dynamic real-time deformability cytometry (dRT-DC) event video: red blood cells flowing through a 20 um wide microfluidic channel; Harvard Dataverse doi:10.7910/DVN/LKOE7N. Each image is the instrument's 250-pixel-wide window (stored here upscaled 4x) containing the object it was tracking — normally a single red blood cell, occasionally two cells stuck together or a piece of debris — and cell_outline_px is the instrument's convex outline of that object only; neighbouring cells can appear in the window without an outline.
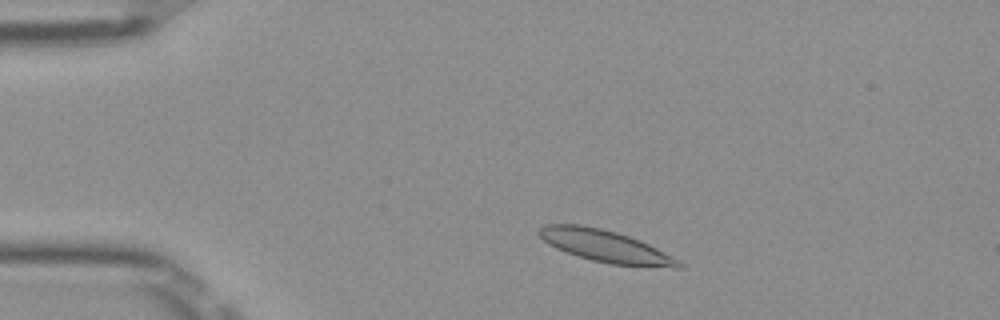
{"species": "Egyptian fruit bat (a non-hibernating species)", "species_latin": "Rousettus aegyptiacus", "temperature_condition": "room temperature", "stored_images_in_passage": 46, "camera_frame_rate_fps": 3000, "um_per_image_px": 0.085, "frame": {"image": 1, "passage_image": 5, "time_ms": 1.333, "image_size_px": [1000, 320], "cell_outline_px": [[684, 268], [676, 268], [608, 264], [592, 260], [556, 248], [548, 244], [536, 232], [544, 224], [580, 224], [600, 228], [616, 232], [628, 236], [648, 244], [680, 260], [684, 264]], "centroid_in_image_um": [51.47, 20.93], "position_along_channel_um": 33.5, "area_um2": 25.89}}
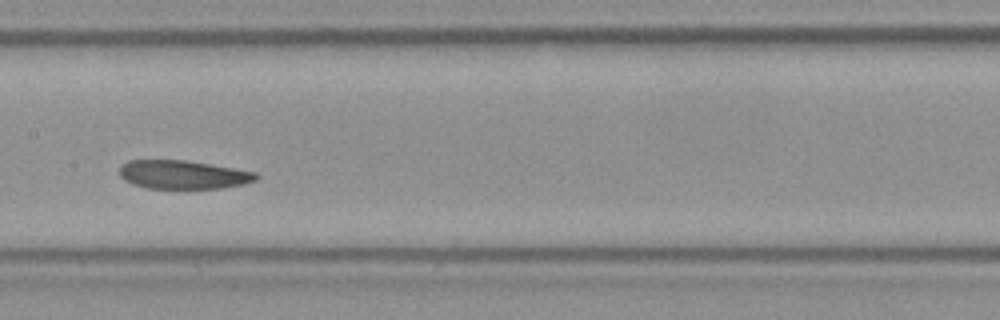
{"frame": {"image": 2, "passage_image": 21, "time_ms": 6.667, "image_size_px": [1000, 320], "cell_outline_px": [[260, 176], [256, 180], [244, 184], [220, 188], [148, 188], [132, 184], [124, 180], [120, 176], [120, 164], [128, 160], [184, 160], [256, 172]], "centroid_in_image_um": [15.53, 14.84], "position_along_channel_um": 191.9, "area_um2": 22.66}}
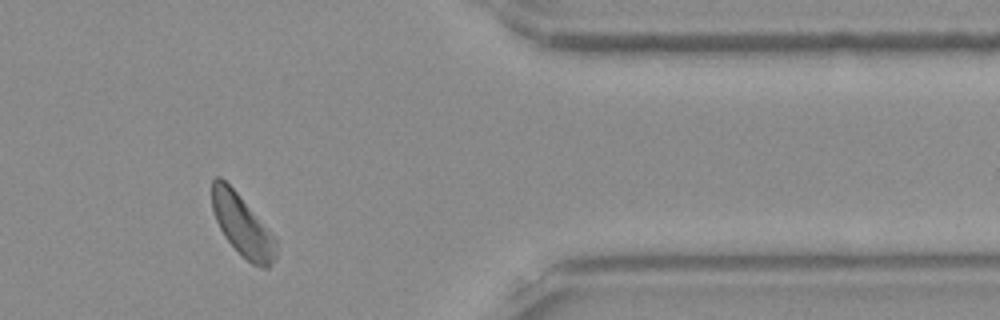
{"frame": {"image": 3, "passage_image": 38, "time_ms": 12.333, "image_size_px": [1000, 320], "cell_outline_px": [[276, 260], [268, 268], [260, 268], [252, 264], [224, 236], [216, 220], [212, 208], [212, 180], [216, 176], [220, 176], [240, 196], [276, 240]], "centroid_in_image_um": [20.59, 19.17], "position_along_channel_um": 390.8, "area_um2": 22.25}, "authors_computed_cell_mechanics": {"area_um2": 23.8136, "velocity_mm_per_s": 3.8894, "shape_relaxation_time_tau1_ms": 5.014, "shape_relaxation_time_tau2_ms": null, "deformation_change_tau1": 0.1472, "deformation_change_tau2": null}}